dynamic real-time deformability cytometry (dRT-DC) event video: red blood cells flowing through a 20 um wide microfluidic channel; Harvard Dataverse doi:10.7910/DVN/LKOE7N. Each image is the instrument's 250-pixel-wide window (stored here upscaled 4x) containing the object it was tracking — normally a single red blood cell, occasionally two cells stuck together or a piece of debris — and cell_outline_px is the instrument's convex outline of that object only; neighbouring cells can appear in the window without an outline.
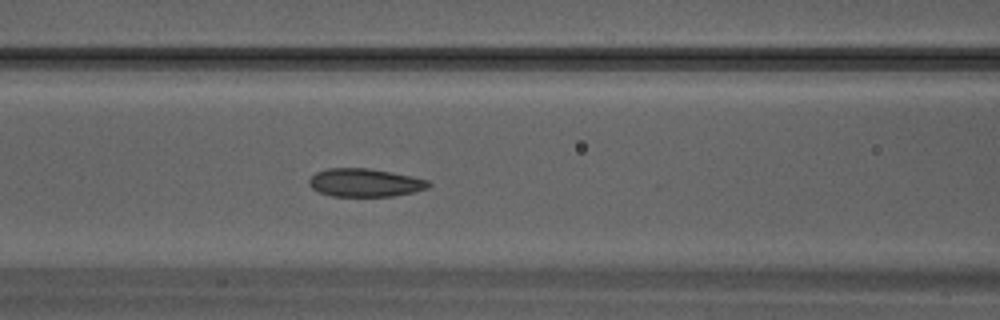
{"species": "Egyptian fruit bat (a non-hibernating species)", "species_latin": "Rousettus aegyptiacus", "temperature_condition": "warm", "stored_images_in_passage": 23, "camera_frame_rate_fps": 3000, "um_per_image_px": 0.085, "animal": {"sex": "male"}, "frame": {"image": 1, "passage_image": 14, "time_ms": 4.333, "image_size_px": [1000, 320], "cell_outline_px": [[432, 184], [428, 188], [412, 192], [392, 196], [332, 196], [320, 192], [312, 188], [308, 184], [308, 180], [316, 172], [328, 168], [368, 168], [392, 172], [412, 176], [428, 180]], "centroid_in_image_um": [31.02, 15.52], "position_along_channel_um": 135.6, "area_um2": 19.59}}